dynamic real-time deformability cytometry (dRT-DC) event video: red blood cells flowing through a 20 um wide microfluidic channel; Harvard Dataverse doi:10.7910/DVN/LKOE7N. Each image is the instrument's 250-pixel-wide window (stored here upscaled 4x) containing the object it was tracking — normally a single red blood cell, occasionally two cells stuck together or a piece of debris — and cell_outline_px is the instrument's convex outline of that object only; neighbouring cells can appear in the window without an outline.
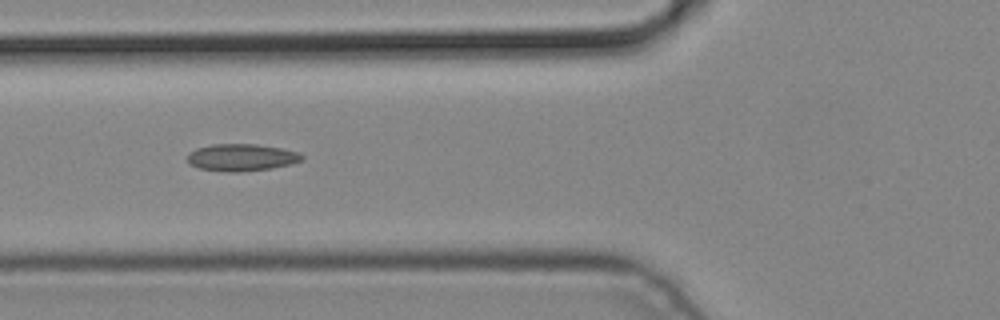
{"species": "common noctule bat (a hibernating species)", "species_latin": "Nyctalus noctula", "temperature_condition": "cold", "stored_images_in_passage": 4, "camera_frame_rate_fps": 3000, "um_per_image_px": 0.085, "animal": {"sex": "male", "body_mass_g": 19.2, "forearm_length_mm": 51.8}, "frame": {"image": 1, "passage_image": 4, "time_ms": 1.0, "image_size_px": [1000, 320], "cell_outline_px": [[304, 160], [292, 164], [272, 168], [240, 172], [224, 172], [200, 168], [188, 164], [188, 152], [196, 148], [212, 144], [256, 144], [284, 148], [300, 152], [304, 156]], "centroid_in_image_um": [20.56, 13.38], "position_along_channel_um": 105.2, "area_um2": 18.44}}